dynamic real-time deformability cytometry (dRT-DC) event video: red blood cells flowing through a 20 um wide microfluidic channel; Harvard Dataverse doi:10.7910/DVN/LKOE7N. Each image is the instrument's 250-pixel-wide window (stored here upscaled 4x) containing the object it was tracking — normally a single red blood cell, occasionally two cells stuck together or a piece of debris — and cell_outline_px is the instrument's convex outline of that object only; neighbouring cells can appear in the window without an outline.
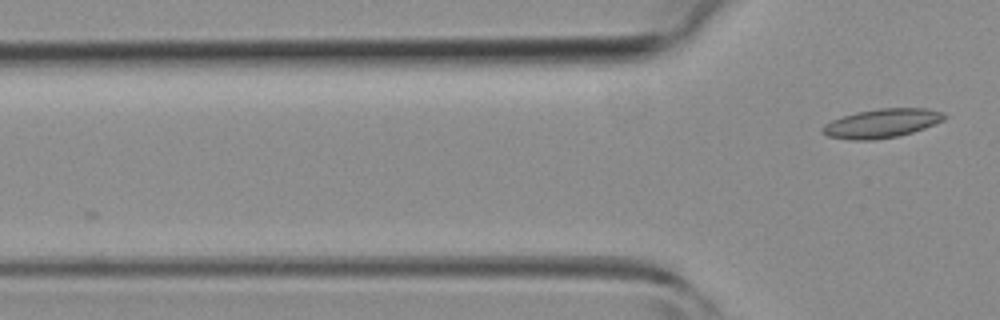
{"species": "common noctule bat (a hibernating species)", "species_latin": "Nyctalus noctula", "temperature_condition": "room temperature", "stored_images_in_passage": 2, "camera_frame_rate_fps": 3000, "um_per_image_px": 0.085, "animal": {"sex": "female", "body_mass_g": 19.3, "forearm_length_mm": 54.1}, "frame": {"image": 1, "passage_image": 2, "time_ms": 1.333, "image_size_px": [1000, 320], "cell_outline_px": [[948, 116], [944, 120], [924, 128], [912, 132], [896, 136], [872, 140], [852, 140], [828, 136], [820, 132], [820, 128], [824, 124], [832, 120], [856, 112], [880, 108], [924, 108], [944, 112]], "centroid_in_image_um": [74.94, 10.47], "position_along_channel_um": 50.9, "area_um2": 20.52}}